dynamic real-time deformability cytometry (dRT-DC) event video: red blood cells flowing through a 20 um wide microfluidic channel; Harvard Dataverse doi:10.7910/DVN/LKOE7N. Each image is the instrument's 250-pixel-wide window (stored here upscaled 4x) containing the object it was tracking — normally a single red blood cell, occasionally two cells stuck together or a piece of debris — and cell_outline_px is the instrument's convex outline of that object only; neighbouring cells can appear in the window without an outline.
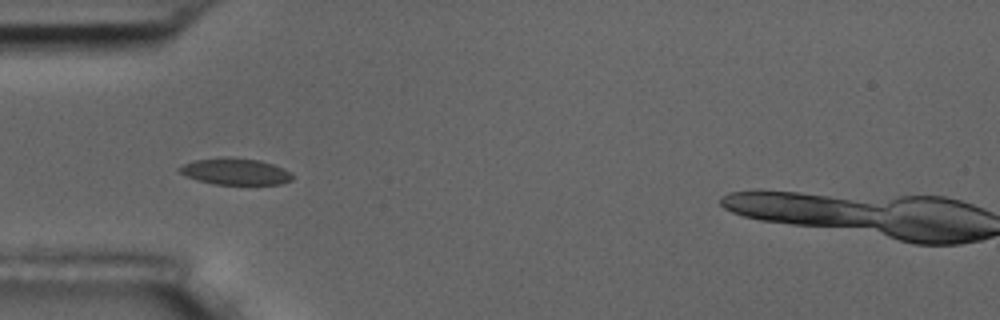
{"species": "common noctule bat (a hibernating species)", "species_latin": "Nyctalus noctula", "temperature_condition": "room temperature", "stored_images_in_passage": 16, "camera_frame_rate_fps": 3000, "um_per_image_px": 0.085, "animal": {"sex": "male", "body_mass_g": 17.5, "forearm_length_mm": 52.3}, "frame": {"image": 1, "passage_image": 5, "time_ms": 5.333, "image_size_px": [1000, 320], "cell_outline_px": [[292, 180], [280, 184], [212, 184], [196, 180], [184, 176], [176, 168], [184, 164], [196, 160], [260, 160], [284, 168], [292, 172]], "centroid_in_image_um": [20.02, 14.63], "position_along_channel_um": 65.0, "area_um2": 16.7}}
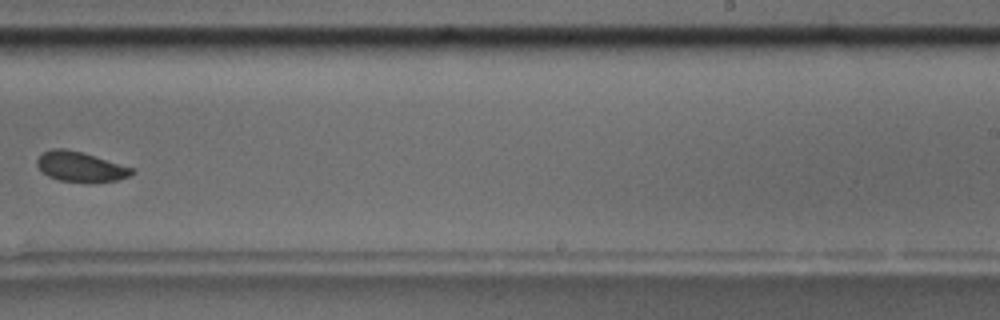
{"frame": {"image": 2, "passage_image": 10, "time_ms": 11.333, "image_size_px": [1000, 320], "cell_outline_px": [[136, 172], [128, 176], [116, 180], [60, 180], [48, 176], [36, 164], [36, 160], [44, 152], [52, 148], [64, 148], [80, 152], [136, 168]], "centroid_in_image_um": [6.85, 14.13], "position_along_channel_um": 282.1, "area_um2": 15.9}, "authors_computed_cell_mechanics": {"area_um2": 16.9643, "velocity_mm_per_s": 3.6479, "shape_relaxation_time_tau1_ms": 2.0488, "shape_relaxation_time_tau2_ms": null, "deformation_change_tau1": 0.0439, "deformation_change_tau2": null}}